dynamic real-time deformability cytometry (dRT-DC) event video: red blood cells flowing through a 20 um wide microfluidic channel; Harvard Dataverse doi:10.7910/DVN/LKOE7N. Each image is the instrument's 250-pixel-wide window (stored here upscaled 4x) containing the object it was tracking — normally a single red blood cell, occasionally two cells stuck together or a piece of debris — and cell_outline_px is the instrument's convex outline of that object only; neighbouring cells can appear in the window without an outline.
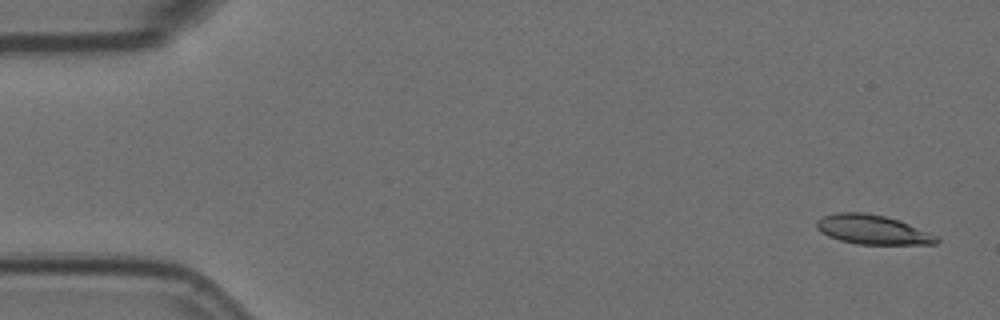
{"species": "Egyptian fruit bat (a non-hibernating species)", "species_latin": "Rousettus aegyptiacus", "temperature_condition": "room temperature", "stored_images_in_passage": 5, "segment_of_instrument_passage": [1, 2], "camera_frame_rate_fps": 3000, "um_per_image_px": 0.085, "animal": {"sex": "female"}, "frame": {"image": 1, "passage_image": 1, "time_ms": 0.0, "image_size_px": [1000, 320], "cell_outline_px": [[940, 240], [936, 244], [856, 244], [840, 240], [828, 236], [820, 232], [816, 228], [816, 220], [824, 216], [836, 212], [864, 212], [884, 216], [900, 220], [928, 232], [936, 236]], "centroid_in_image_um": [74.13, 19.51], "position_along_channel_um": 10.9, "area_um2": 20.52}}